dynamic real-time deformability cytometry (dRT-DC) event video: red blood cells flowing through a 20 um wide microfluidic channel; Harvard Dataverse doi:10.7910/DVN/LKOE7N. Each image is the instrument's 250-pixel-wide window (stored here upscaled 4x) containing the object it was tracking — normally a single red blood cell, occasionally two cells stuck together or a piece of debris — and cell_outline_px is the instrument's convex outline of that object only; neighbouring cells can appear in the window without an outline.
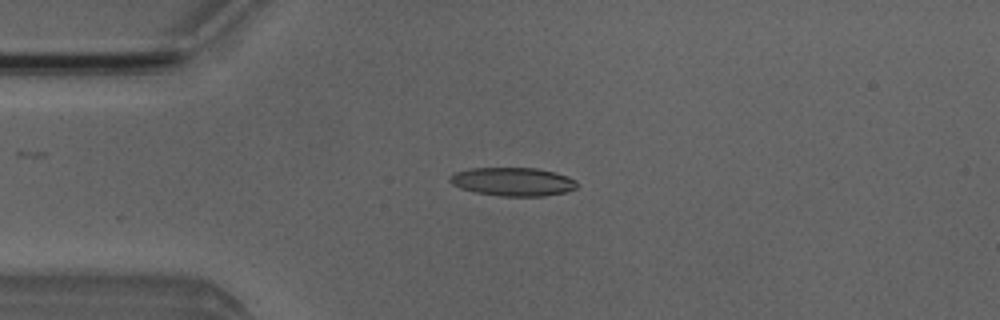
{"species": "Egyptian fruit bat (a non-hibernating species)", "species_latin": "Rousettus aegyptiacus", "temperature_condition": "room temperature", "stored_images_in_passage": 7, "camera_frame_rate_fps": 3000, "um_per_image_px": 0.085, "animal": {"sex": "male"}, "frame": {"image": 1, "passage_image": 4, "time_ms": 3.667, "image_size_px": [1000, 320], "cell_outline_px": [[576, 188], [564, 192], [544, 196], [500, 196], [476, 192], [460, 188], [452, 184], [448, 180], [448, 176], [456, 172], [468, 168], [536, 168], [556, 172], [568, 176], [576, 180]], "centroid_in_image_um": [43.57, 15.43], "position_along_channel_um": 41.4, "area_um2": 21.15}}